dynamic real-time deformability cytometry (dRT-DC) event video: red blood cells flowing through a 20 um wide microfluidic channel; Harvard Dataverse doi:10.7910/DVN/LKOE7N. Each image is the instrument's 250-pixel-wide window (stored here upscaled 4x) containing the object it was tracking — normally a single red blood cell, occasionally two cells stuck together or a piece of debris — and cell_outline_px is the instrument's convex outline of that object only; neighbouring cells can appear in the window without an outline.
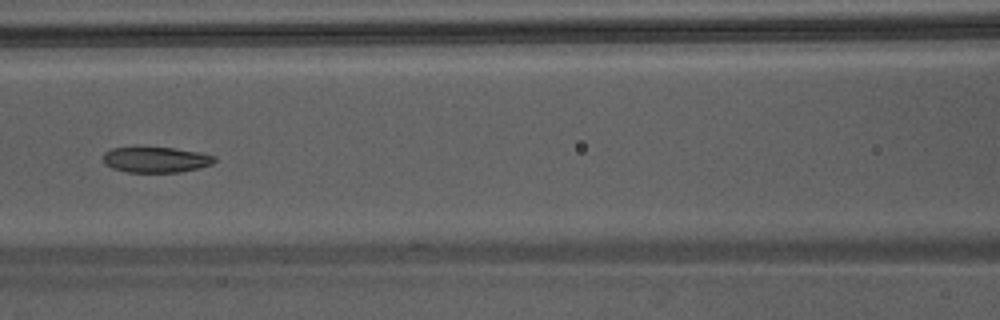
{"species": "Egyptian fruit bat (a non-hibernating species)", "species_latin": "Rousettus aegyptiacus", "temperature_condition": "warm", "stored_images_in_passage": 16, "camera_frame_rate_fps": 3000, "um_per_image_px": 0.085, "animal": {"sex": "male"}, "frame": {"image": 1, "passage_image": 12, "time_ms": 3.667, "image_size_px": [1000, 320], "cell_outline_px": [[216, 160], [212, 164], [200, 168], [180, 172], [128, 172], [112, 168], [104, 164], [104, 152], [112, 148], [172, 148], [200, 152], [216, 156]], "centroid_in_image_um": [13.28, 13.58], "position_along_channel_um": 153.3, "area_um2": 16.53}}